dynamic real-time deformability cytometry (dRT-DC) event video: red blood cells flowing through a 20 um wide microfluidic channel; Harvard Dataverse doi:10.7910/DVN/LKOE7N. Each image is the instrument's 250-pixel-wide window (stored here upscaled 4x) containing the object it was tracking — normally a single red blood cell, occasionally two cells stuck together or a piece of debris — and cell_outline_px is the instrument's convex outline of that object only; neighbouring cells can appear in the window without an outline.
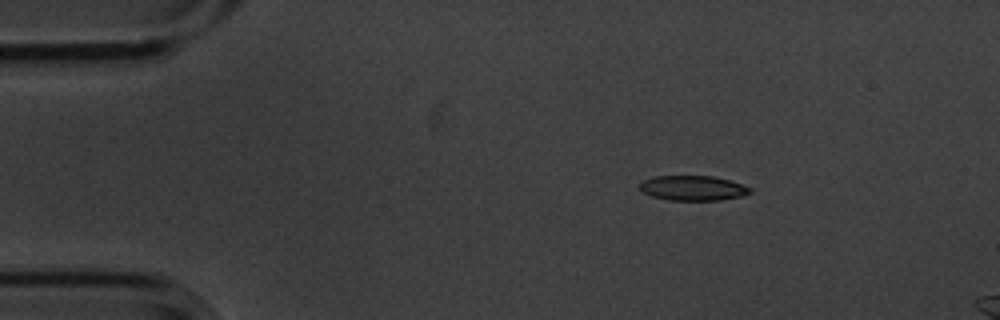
{"species": "common noctule bat (a hibernating species)", "species_latin": "Nyctalus noctula", "temperature_condition": "cold", "stored_images_in_passage": 4, "camera_frame_rate_fps": 3000, "um_per_image_px": 0.085, "animal": {"sex": "male", "body_mass_g": 20.1, "forearm_length_mm": 53.5}, "frame": {"image": 1, "passage_image": 2, "time_ms": 0.333, "image_size_px": [1000, 320], "cell_outline_px": [[752, 192], [740, 196], [720, 200], [668, 200], [652, 196], [644, 192], [640, 188], [640, 184], [644, 180], [656, 176], [712, 176], [728, 180], [752, 188]], "centroid_in_image_um": [58.9, 15.99], "position_along_channel_um": 26.1, "area_um2": 15.78}}